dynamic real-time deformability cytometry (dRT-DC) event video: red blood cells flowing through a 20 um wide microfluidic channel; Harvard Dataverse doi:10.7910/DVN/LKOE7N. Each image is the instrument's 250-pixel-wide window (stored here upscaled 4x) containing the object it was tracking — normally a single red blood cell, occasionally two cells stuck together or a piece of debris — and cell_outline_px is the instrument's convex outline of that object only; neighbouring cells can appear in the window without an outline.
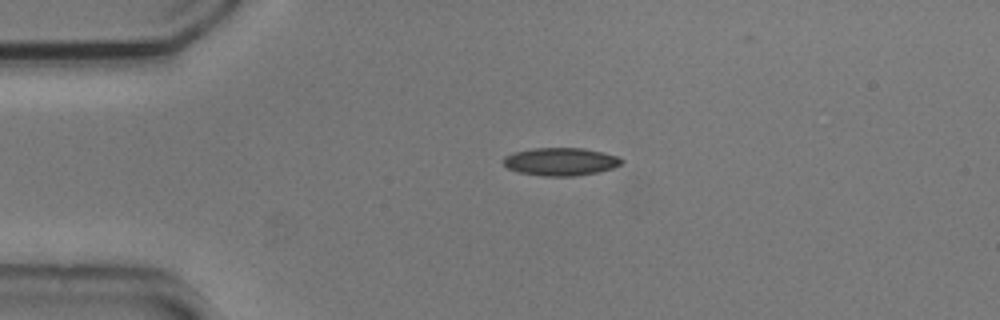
{"species": "common noctule bat (a hibernating species)", "species_latin": "Nyctalus noctula", "temperature_condition": "cold", "stored_images_in_passage": 2, "camera_frame_rate_fps": 3000, "um_per_image_px": 0.085, "animal": {"sex": "male", "body_mass_g": 20.5, "forearm_length_mm": 52.5}, "frame": {"image": 1, "passage_image": 1, "time_ms": 0.0, "image_size_px": [1000, 320], "cell_outline_px": [[624, 160], [620, 164], [612, 168], [596, 172], [576, 176], [544, 176], [520, 172], [508, 168], [500, 160], [504, 156], [512, 152], [532, 148], [584, 148], [604, 152], [616, 156]], "centroid_in_image_um": [47.61, 13.73], "position_along_channel_um": 37.4, "area_um2": 19.25}}